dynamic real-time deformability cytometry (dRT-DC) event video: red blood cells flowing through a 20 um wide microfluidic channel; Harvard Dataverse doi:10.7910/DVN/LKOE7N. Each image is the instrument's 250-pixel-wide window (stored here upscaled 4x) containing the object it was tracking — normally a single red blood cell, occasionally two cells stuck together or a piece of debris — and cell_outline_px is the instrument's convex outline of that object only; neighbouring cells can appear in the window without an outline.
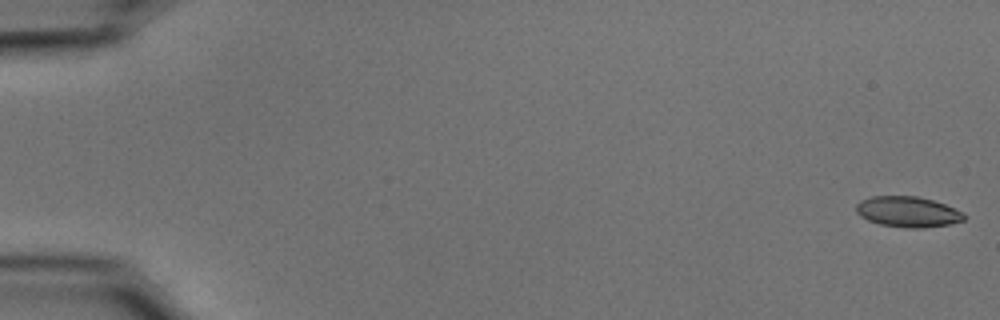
{"species": "common noctule bat (a hibernating species)", "species_latin": "Nyctalus noctula", "temperature_condition": "cold", "stored_images_in_passage": 54, "camera_frame_rate_fps": 3000, "um_per_image_px": 0.085, "animal": {"sex": "male", "body_mass_g": 15.6}, "frame": {"image": 1, "passage_image": 1, "time_ms": 0.0, "image_size_px": [1000, 320], "cell_outline_px": [[964, 220], [948, 224], [924, 228], [904, 228], [880, 224], [868, 220], [860, 216], [856, 212], [856, 204], [860, 200], [872, 196], [916, 196], [932, 200], [944, 204], [964, 212]], "centroid_in_image_um": [77.14, 18.0], "position_along_channel_um": 7.9, "area_um2": 19.25}}
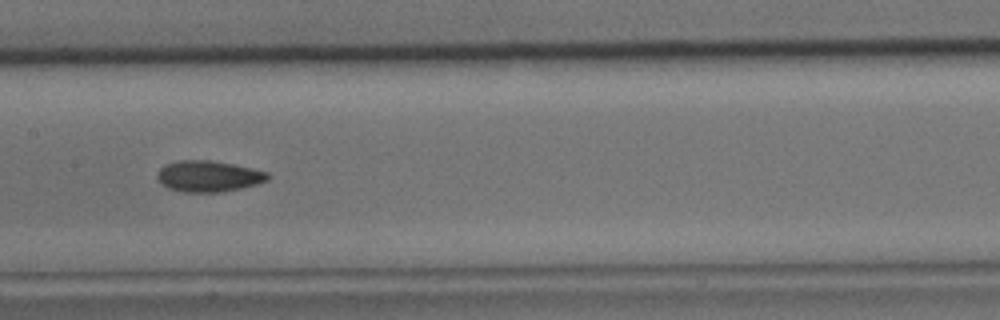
{"frame": {"image": 2, "passage_image": 28, "time_ms": 9.0, "image_size_px": [1000, 320], "cell_outline_px": [[272, 176], [268, 180], [256, 184], [240, 188], [220, 192], [184, 192], [168, 188], [156, 176], [156, 172], [164, 164], [176, 160], [208, 160], [232, 164], [252, 168], [268, 172]], "centroid_in_image_um": [17.72, 14.97], "position_along_channel_um": 189.7, "area_um2": 20.06}}
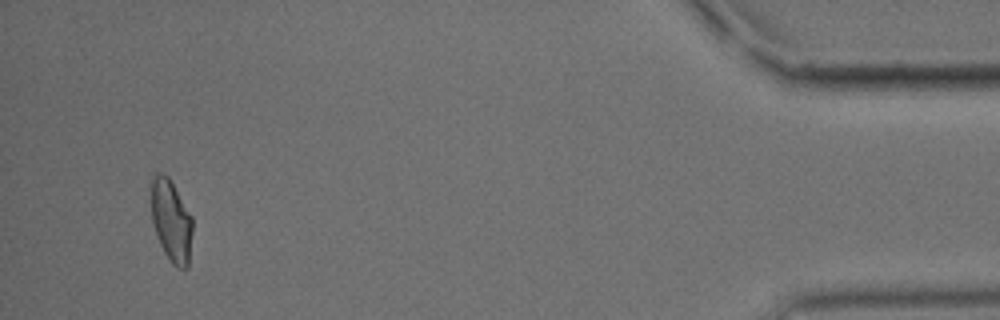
{"frame": {"image": 3, "passage_image": 52, "time_ms": 17.0, "image_size_px": [1000, 320], "cell_outline_px": [[192, 232], [188, 268], [176, 268], [172, 264], [164, 252], [160, 244], [152, 220], [152, 176], [156, 172], [160, 172], [168, 176], [192, 216]], "centroid_in_image_um": [14.57, 18.78], "position_along_channel_um": 420.6, "area_um2": 19.59}, "authors_computed_cell_mechanics": {"area_um2": 19.7387, "velocity_mm_per_s": 3.7496, "shape_relaxation_time_tau1_ms": 8.7256, "shape_relaxation_time_tau2_ms": 2.6656, "deformation_change_tau1": 0.1812, "deformation_change_tau2": 0.0845}}